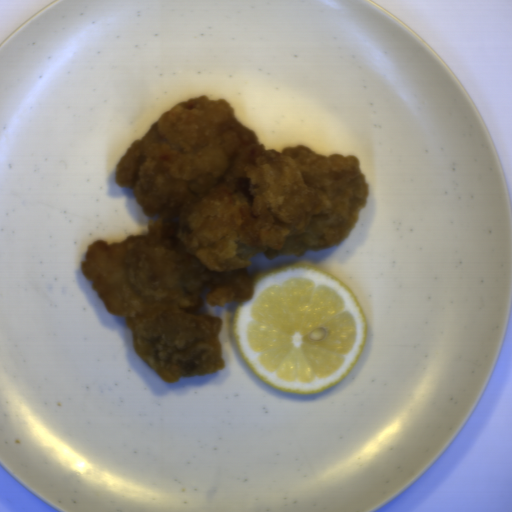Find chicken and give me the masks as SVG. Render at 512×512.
<instances>
[{"label":"chicken","instance_id":"chicken-1","mask_svg":"<svg viewBox=\"0 0 512 512\" xmlns=\"http://www.w3.org/2000/svg\"><path fill=\"white\" fill-rule=\"evenodd\" d=\"M114 179L148 215L147 232L90 243L80 269L168 383L224 368L222 322L203 308L252 299L254 257L338 245L368 197L357 155L324 157L300 144L267 150L231 103L207 94L152 123Z\"/></svg>","mask_w":512,"mask_h":512}]
</instances>
